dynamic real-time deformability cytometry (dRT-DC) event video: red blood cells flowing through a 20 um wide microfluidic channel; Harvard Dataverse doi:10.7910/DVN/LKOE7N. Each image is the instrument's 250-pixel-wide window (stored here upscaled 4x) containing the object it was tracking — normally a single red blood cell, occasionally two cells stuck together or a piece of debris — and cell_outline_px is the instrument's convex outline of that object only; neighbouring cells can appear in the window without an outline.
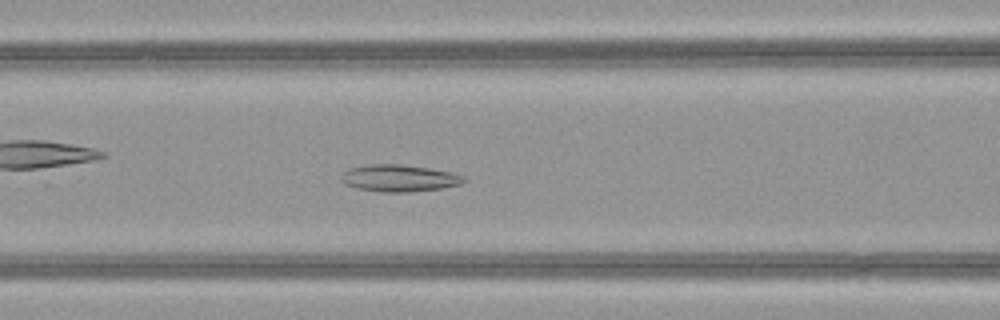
{"species": "common noctule bat (a hibernating species)", "species_latin": "Nyctalus noctula", "temperature_condition": "warm", "stored_images_in_passage": 50, "camera_frame_rate_fps": 3000, "um_per_image_px": 0.085, "animal": {"sex": "female", "body_mass_g": 21.9}, "frame": {"image": 1, "passage_image": 21, "time_ms": 6.667, "image_size_px": [1000, 320], "cell_outline_px": [[468, 180], [460, 184], [440, 188], [408, 192], [380, 192], [356, 188], [344, 184], [340, 180], [340, 176], [344, 172], [352, 168], [372, 164], [400, 164], [428, 168], [452, 172], [464, 176]], "centroid_in_image_um": [33.93, 15.15], "position_along_channel_um": 132.7, "area_um2": 19.19}}
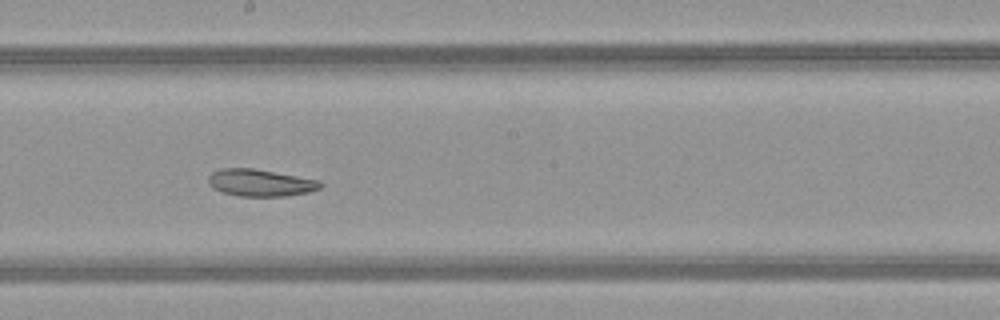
{"frame": {"image": 2, "passage_image": 28, "time_ms": 9.0, "image_size_px": [1000, 320], "cell_outline_px": [[324, 184], [320, 188], [308, 192], [288, 196], [240, 196], [224, 192], [212, 188], [208, 184], [208, 176], [212, 172], [220, 168], [252, 168], [320, 180]], "centroid_in_image_um": [22.12, 15.53], "position_along_channel_um": 226.1, "area_um2": 17.69}}
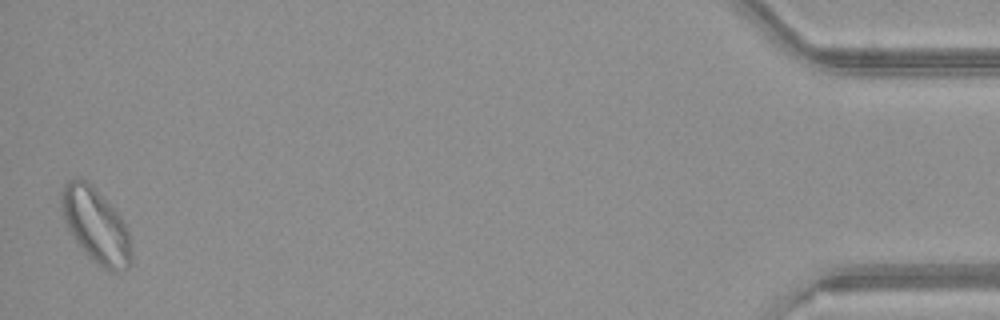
{"frame": {"image": 3, "passage_image": 50, "time_ms": 16.333, "image_size_px": [1000, 320], "cell_outline_px": [[132, 264], [128, 268], [116, 272], [112, 272], [96, 264], [84, 252], [72, 236], [64, 220], [60, 208], [60, 192], [64, 184], [68, 180], [80, 176], [92, 184], [120, 216], [128, 228], [132, 256]], "centroid_in_image_um": [8.13, 19.15], "position_along_channel_um": 427.1, "area_um2": 30.81}, "authors_computed_cell_mechanics": {"area_um2": 23.6402, "velocity_mm_per_s": 3.9996, "shape_relaxation_time_tau1_ms": null, "shape_relaxation_time_tau2_ms": 6.3618, "deformation_change_tau1": null, "deformation_change_tau2": 0.0901}}